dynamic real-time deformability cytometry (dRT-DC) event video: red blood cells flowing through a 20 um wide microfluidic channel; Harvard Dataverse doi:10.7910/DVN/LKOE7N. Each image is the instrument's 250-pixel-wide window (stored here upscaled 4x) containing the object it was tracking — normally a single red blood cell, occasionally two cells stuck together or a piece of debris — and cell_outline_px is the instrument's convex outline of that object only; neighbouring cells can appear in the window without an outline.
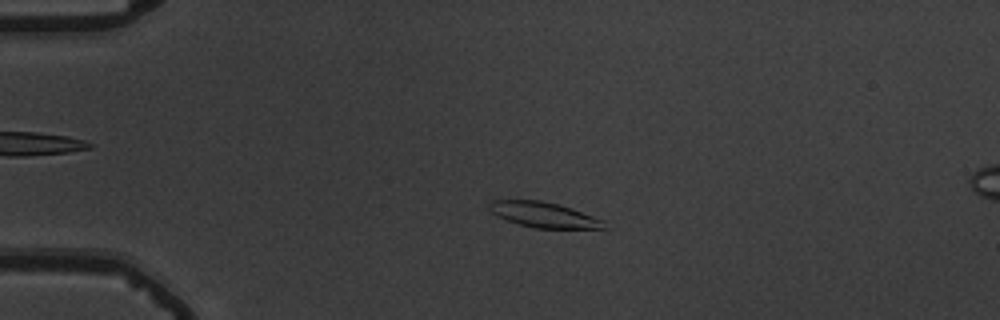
{"species": "common noctule bat (a hibernating species)", "species_latin": "Nyctalus noctula", "temperature_condition": "warm", "stored_images_in_passage": 56, "camera_frame_rate_fps": 3000, "um_per_image_px": 0.085, "animal": {"sex": "male", "body_mass_g": 19.5, "forearm_length_mm": 54.6}, "frame": {"image": 1, "passage_image": 13, "time_ms": 4.0, "image_size_px": [1000, 320], "cell_outline_px": [[608, 228], [536, 228], [520, 224], [496, 216], [488, 208], [488, 204], [492, 200], [540, 200], [572, 208], [604, 220]], "centroid_in_image_um": [46.22, 18.25], "position_along_channel_um": 38.8, "area_um2": 16.82}}
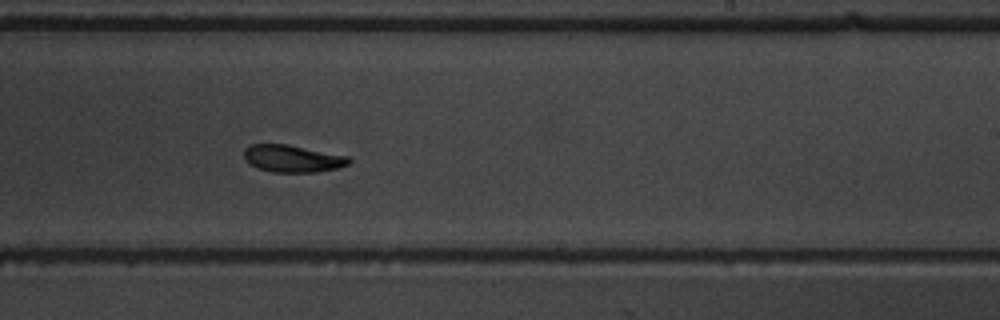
{"frame": {"image": 2, "passage_image": 35, "time_ms": 11.333, "image_size_px": [1000, 320], "cell_outline_px": [[352, 160], [348, 164], [336, 168], [316, 172], [272, 172], [248, 164], [244, 160], [244, 148], [248, 144], [288, 144], [348, 156]], "centroid_in_image_um": [24.83, 13.47], "position_along_channel_um": 264.2, "area_um2": 16.7}}
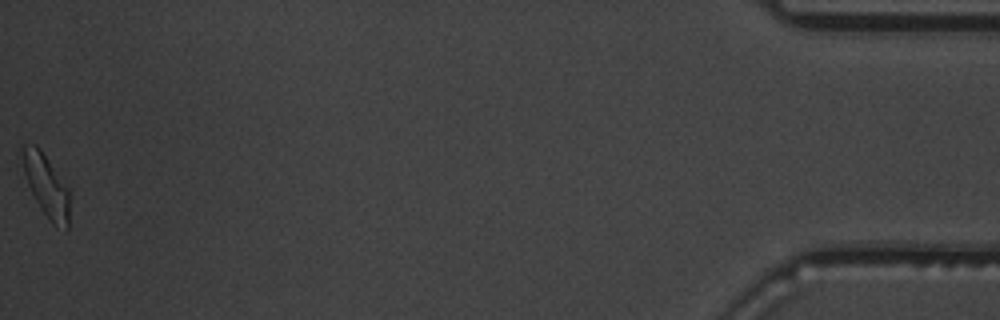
{"frame": {"image": 3, "passage_image": 56, "time_ms": 18.333, "image_size_px": [1000, 320], "cell_outline_px": [[68, 228], [56, 228], [48, 220], [40, 208], [24, 176], [20, 148], [24, 144], [36, 144], [68, 188]], "centroid_in_image_um": [3.89, 15.78], "position_along_channel_um": 431.3, "area_um2": 16.88}, "authors_computed_cell_mechanics": {"area_um2": 17.1377, "velocity_mm_per_s": 3.6644, "shape_relaxation_time_tau1_ms": 3.3764, "shape_relaxation_time_tau2_ms": 3.9349, "deformation_change_tau1": 0.1665, "deformation_change_tau2": 0.0982}}